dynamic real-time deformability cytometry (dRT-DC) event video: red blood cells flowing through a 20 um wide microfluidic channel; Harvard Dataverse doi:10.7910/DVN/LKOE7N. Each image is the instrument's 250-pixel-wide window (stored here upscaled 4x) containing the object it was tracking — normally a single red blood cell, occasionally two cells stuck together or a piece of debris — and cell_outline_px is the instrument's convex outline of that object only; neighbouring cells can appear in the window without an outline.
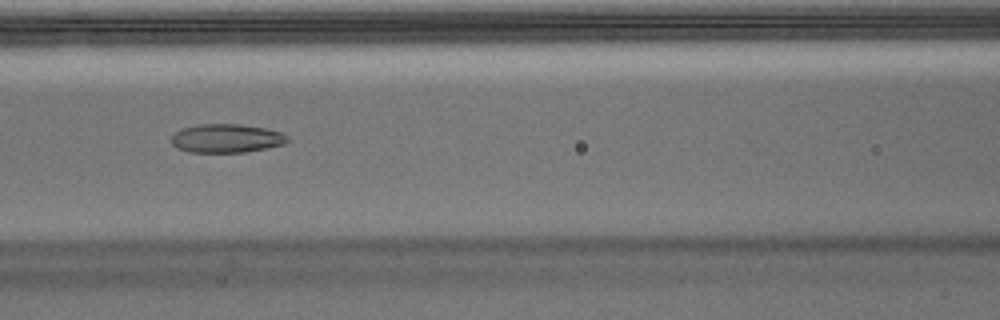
{"species": "Egyptian fruit bat (a non-hibernating species)", "species_latin": "Rousettus aegyptiacus", "temperature_condition": "warm", "stored_images_in_passage": 38, "camera_frame_rate_fps": 3000, "um_per_image_px": 0.085, "animal": {"sex": "male"}, "frame": {"image": 1, "passage_image": 12, "time_ms": 3.667, "image_size_px": [1000, 320], "cell_outline_px": [[288, 140], [284, 144], [268, 148], [244, 152], [188, 152], [176, 148], [172, 144], [172, 136], [180, 128], [200, 124], [240, 124], [264, 128], [280, 132], [288, 136]], "centroid_in_image_um": [19.23, 11.76], "position_along_channel_um": 147.4, "area_um2": 19.42}}